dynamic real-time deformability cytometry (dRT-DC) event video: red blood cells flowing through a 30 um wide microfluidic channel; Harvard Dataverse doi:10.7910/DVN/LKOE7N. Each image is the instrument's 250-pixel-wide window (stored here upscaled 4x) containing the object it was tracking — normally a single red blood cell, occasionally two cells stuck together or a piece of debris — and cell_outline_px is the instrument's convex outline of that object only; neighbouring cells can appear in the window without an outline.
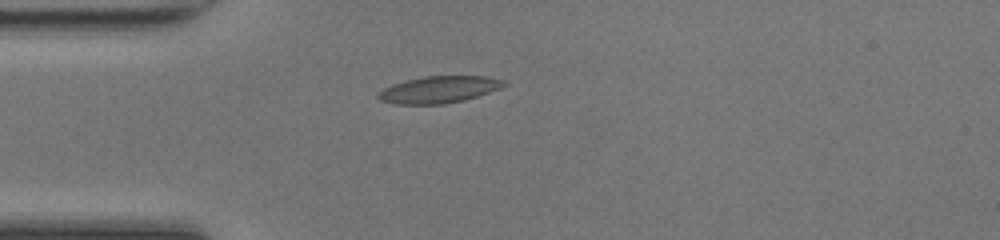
{"species": "common noctule bat (a hibernating species)", "species_latin": "Nyctalus noctula", "temperature_condition": "room temperature", "stored_images_in_passage": 36, "camera_frame_rate_fps": 3000, "um_per_image_px": 0.085, "animal": {"sex": "female", "body_mass_g": 17.0, "forearm_length_mm": 48.0}, "frame": {"image": 1, "passage_image": 1, "time_ms": 0.0, "image_size_px": [1000, 240], "cell_outline_px": [[508, 84], [500, 88], [464, 100], [444, 104], [396, 104], [380, 100], [376, 96], [376, 92], [392, 84], [424, 76], [484, 76], [504, 80]], "centroid_in_image_um": [37.28, 7.61], "position_along_channel_um": 47.7, "area_um2": 19.59}}
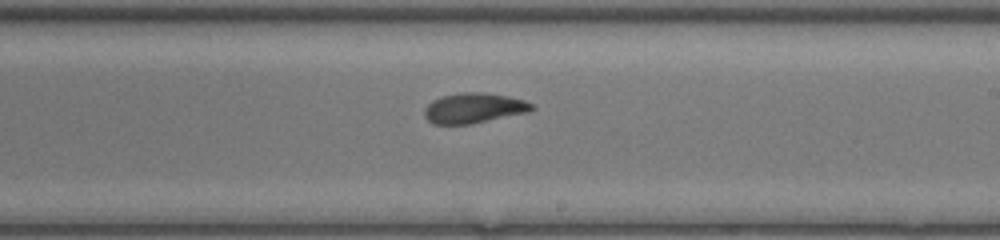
{"frame": {"image": 2, "passage_image": 16, "time_ms": 5.0, "image_size_px": [1000, 240], "cell_outline_px": [[536, 108], [528, 112], [472, 124], [432, 124], [424, 116], [424, 108], [432, 100], [440, 96], [460, 92], [484, 92], [508, 96], [524, 100], [532, 104]], "centroid_in_image_um": [40.26, 9.18], "position_along_channel_um": 248.7, "area_um2": 19.07}}
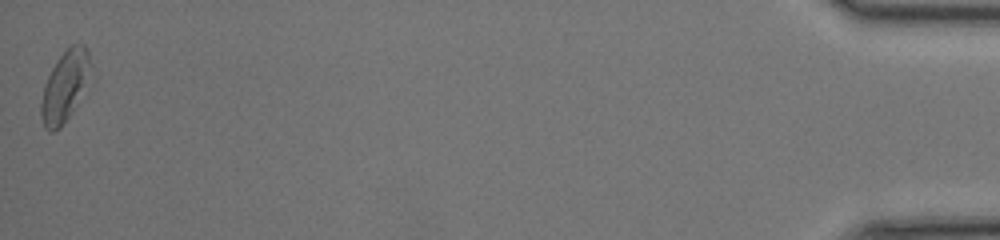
{"frame": {"image": 3, "passage_image": 36, "time_ms": 11.667, "image_size_px": [1000, 240], "cell_outline_px": [[88, 76], [72, 112], [60, 128], [52, 132], [48, 132], [44, 128], [40, 116], [40, 104], [44, 84], [56, 60], [72, 44], [84, 44], [88, 52]], "centroid_in_image_um": [5.43, 7.38], "position_along_channel_um": 429.8, "area_um2": 19.71}, "authors_computed_cell_mechanics": {"area_um2": 18.8428, "velocity_mm_per_s": 4.2871, "shape_relaxation_time_tau1_ms": 6.6438, "shape_relaxation_time_tau2_ms": 2.5216, "deformation_change_tau1": 0.1808, "deformation_change_tau2": 0.0887}}